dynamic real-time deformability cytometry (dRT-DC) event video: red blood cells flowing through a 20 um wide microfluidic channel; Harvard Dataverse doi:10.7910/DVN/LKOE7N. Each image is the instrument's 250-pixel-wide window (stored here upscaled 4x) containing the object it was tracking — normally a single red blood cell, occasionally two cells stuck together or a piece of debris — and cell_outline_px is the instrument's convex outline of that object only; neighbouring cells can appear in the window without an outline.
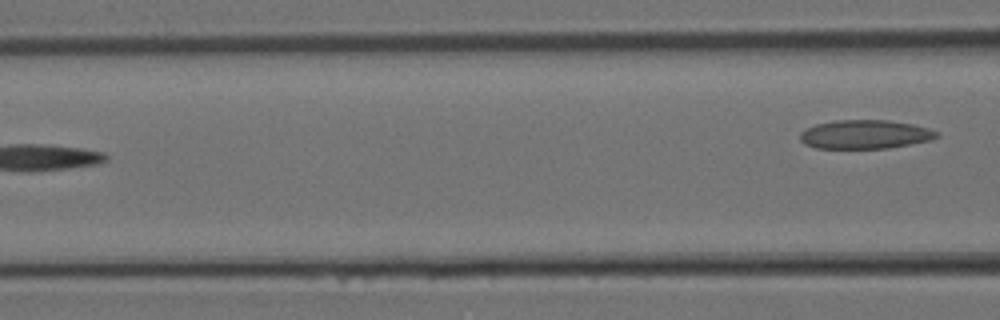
{"species": "Egyptian fruit bat (a non-hibernating species)", "species_latin": "Rousettus aegyptiacus", "temperature_condition": "room temperature", "stored_images_in_passage": 9, "segment_of_instrument_passage": [2, 2], "camera_frame_rate_fps": 3000, "um_per_image_px": 0.085, "animal": {"sex": "female"}, "frame": {"image": 1, "passage_image": 9, "time_ms": 2.667, "image_size_px": [1000, 320], "cell_outline_px": [[940, 136], [932, 140], [912, 144], [888, 148], [816, 148], [804, 144], [800, 140], [800, 132], [804, 128], [816, 124], [836, 120], [884, 120], [912, 124], [928, 128], [940, 132]], "centroid_in_image_um": [73.53, 11.42], "position_along_channel_um": 93.1, "area_um2": 23.12}}